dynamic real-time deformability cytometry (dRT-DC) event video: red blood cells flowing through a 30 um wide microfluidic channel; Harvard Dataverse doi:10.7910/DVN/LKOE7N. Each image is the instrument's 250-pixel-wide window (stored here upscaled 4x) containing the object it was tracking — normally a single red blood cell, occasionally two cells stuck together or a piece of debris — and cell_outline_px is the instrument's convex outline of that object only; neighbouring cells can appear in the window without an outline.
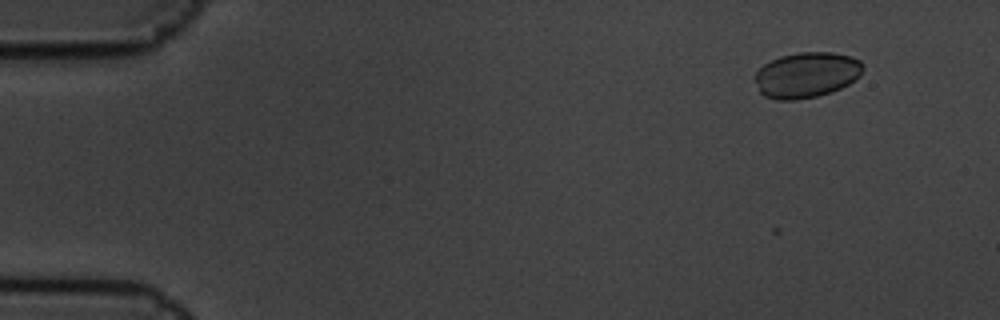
{"species": "common noctule bat (a hibernating species)", "species_latin": "Nyctalus noctula", "temperature_condition": "cold", "stored_images_in_passage": 4, "camera_frame_rate_fps": 3000, "um_per_image_px": 0.085, "animal": {"sex": "male", "body_mass_g": 19.5, "forearm_length_mm": 54.6}, "frame": {"image": 1, "passage_image": 1, "time_ms": 0.0, "image_size_px": [1000, 320], "cell_outline_px": [[864, 68], [860, 76], [848, 84], [832, 92], [816, 96], [796, 100], [776, 100], [764, 96], [760, 92], [752, 76], [764, 64], [780, 56], [800, 52], [832, 52], [852, 56], [860, 60], [864, 64]], "centroid_in_image_um": [68.56, 6.36], "position_along_channel_um": 16.4, "area_um2": 28.96}}